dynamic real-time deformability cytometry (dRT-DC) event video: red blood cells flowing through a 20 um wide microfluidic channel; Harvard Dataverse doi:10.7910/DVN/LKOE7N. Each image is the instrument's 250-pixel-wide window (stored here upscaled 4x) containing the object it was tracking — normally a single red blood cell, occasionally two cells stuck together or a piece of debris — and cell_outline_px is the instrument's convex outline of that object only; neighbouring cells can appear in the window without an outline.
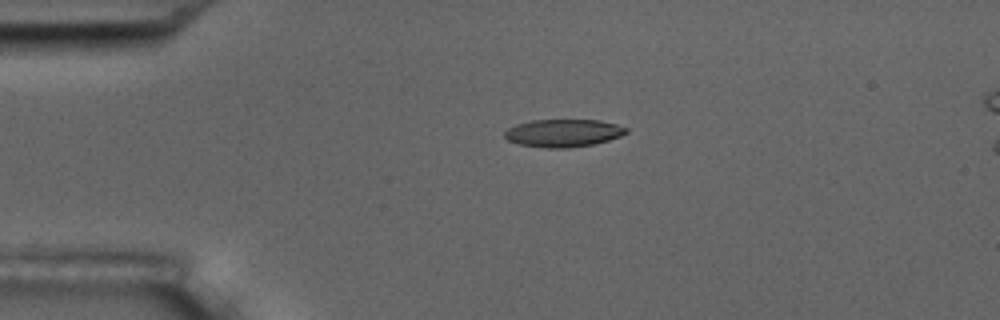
{"species": "common noctule bat (a hibernating species)", "species_latin": "Nyctalus noctula", "temperature_condition": "room temperature", "stored_images_in_passage": 15, "camera_frame_rate_fps": 3000, "um_per_image_px": 0.085, "animal": {"sex": "male", "body_mass_g": 17.5, "forearm_length_mm": 52.3}, "frame": {"image": 1, "passage_image": 3, "time_ms": 2.333, "image_size_px": [1000, 320], "cell_outline_px": [[628, 132], [620, 136], [608, 140], [592, 144], [568, 148], [544, 148], [520, 144], [508, 140], [504, 136], [504, 132], [508, 128], [516, 124], [532, 120], [600, 120], [616, 124], [628, 128]], "centroid_in_image_um": [47.87, 11.3], "position_along_channel_um": 37.1, "area_um2": 19.59}}
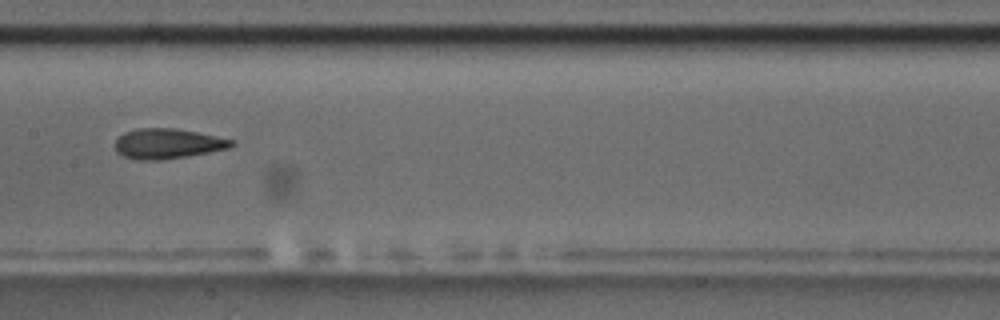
{"frame": {"image": 2, "passage_image": 7, "time_ms": 7.667, "image_size_px": [1000, 320], "cell_outline_px": [[236, 144], [228, 148], [188, 156], [160, 160], [136, 160], [124, 156], [116, 152], [116, 140], [124, 132], [136, 128], [176, 128], [236, 140]], "centroid_in_image_um": [14.25, 12.21], "position_along_channel_um": 193.1, "area_um2": 20.46}}
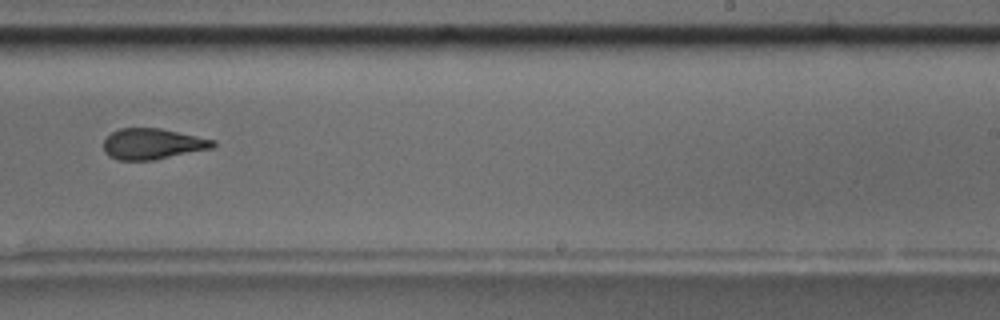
{"frame": {"image": 3, "passage_image": 9, "time_ms": 10.0, "image_size_px": [1000, 320], "cell_outline_px": [[216, 144], [212, 148], [152, 160], [116, 160], [108, 156], [104, 152], [104, 140], [112, 132], [120, 128], [160, 128], [216, 140]], "centroid_in_image_um": [12.94, 12.23], "position_along_channel_um": 276.1, "area_um2": 19.59}, "authors_computed_cell_mechanics": {"area_um2": 20.1722, "velocity_mm_per_s": 3.5743, "shape_relaxation_time_tau1_ms": 11.3789, "shape_relaxation_time_tau2_ms": 2.7944, "deformation_change_tau1": 0.2811, "deformation_change_tau2": 0.1234}}